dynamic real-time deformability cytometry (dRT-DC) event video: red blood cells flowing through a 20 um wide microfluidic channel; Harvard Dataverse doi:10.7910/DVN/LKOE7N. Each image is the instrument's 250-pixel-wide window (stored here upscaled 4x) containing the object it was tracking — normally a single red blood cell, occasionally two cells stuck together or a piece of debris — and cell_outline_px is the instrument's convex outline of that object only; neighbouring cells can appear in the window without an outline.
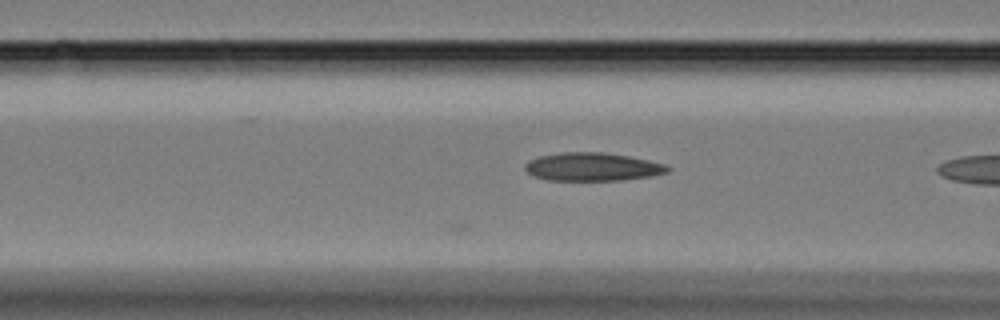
{"species": "Egyptian fruit bat (a non-hibernating species)", "species_latin": "Rousettus aegyptiacus", "temperature_condition": "cold", "stored_images_in_passage": 10, "camera_frame_rate_fps": 3000, "um_per_image_px": 0.085, "animal": {"sex": "female"}, "frame": {"image": 1, "passage_image": 10, "time_ms": 3.0, "image_size_px": [1000, 320], "cell_outline_px": [[672, 168], [668, 172], [652, 176], [624, 180], [548, 180], [536, 176], [528, 172], [524, 168], [524, 164], [528, 160], [540, 156], [560, 152], [604, 152], [628, 156], [648, 160], [664, 164]], "centroid_in_image_um": [50.37, 14.17], "position_along_channel_um": 116.2, "area_um2": 23.47}}